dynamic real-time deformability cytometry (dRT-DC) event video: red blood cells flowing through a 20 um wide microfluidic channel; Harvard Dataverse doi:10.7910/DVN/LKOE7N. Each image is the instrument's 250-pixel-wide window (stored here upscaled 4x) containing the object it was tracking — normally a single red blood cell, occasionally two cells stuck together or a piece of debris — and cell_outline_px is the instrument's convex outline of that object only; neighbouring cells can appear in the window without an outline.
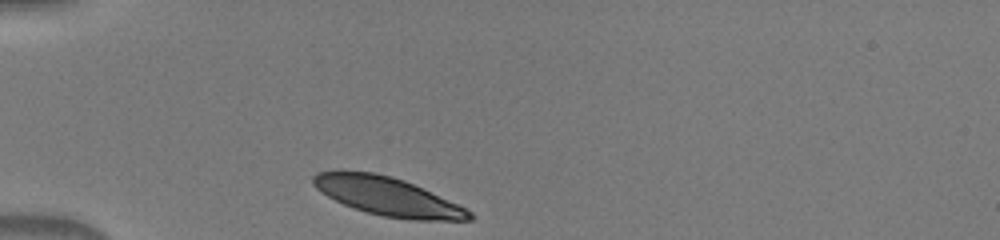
{"species": "human", "species_latin": "Homo sapiens", "temperature_condition": "warm", "stored_images_in_passage": 31, "camera_frame_rate_fps": 3000, "um_per_image_px": 0.085, "donor": {"sex": "male"}, "frame": {"image": 1, "passage_image": 1, "time_ms": 0.0, "image_size_px": [1000, 240], "cell_outline_px": [[476, 216], [472, 220], [412, 220], [384, 216], [368, 212], [344, 204], [328, 196], [316, 188], [312, 184], [312, 176], [316, 172], [340, 168], [376, 172], [392, 176], [404, 180], [456, 204], [472, 212]], "centroid_in_image_um": [32.86, 16.65], "position_along_channel_um": 52.1, "area_um2": 35.08}}
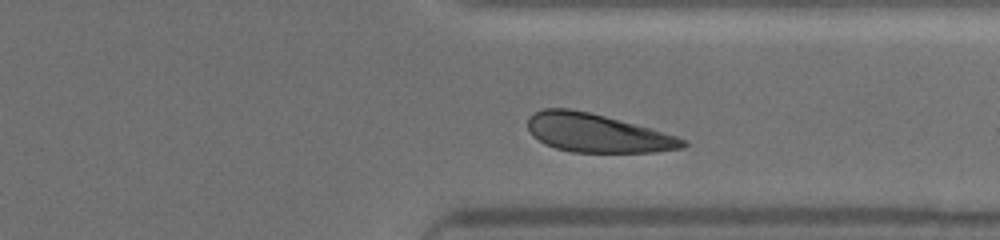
{"frame": {"image": 2, "passage_image": 26, "time_ms": 8.333, "image_size_px": [1000, 240], "cell_outline_px": [[688, 144], [684, 148], [656, 152], [572, 152], [556, 148], [544, 144], [532, 136], [528, 128], [528, 116], [544, 108], [568, 108], [588, 112], [604, 116], [648, 128], [676, 136], [688, 140]], "centroid_in_image_um": [50.74, 11.32], "position_along_channel_um": 360.7, "area_um2": 34.56}}
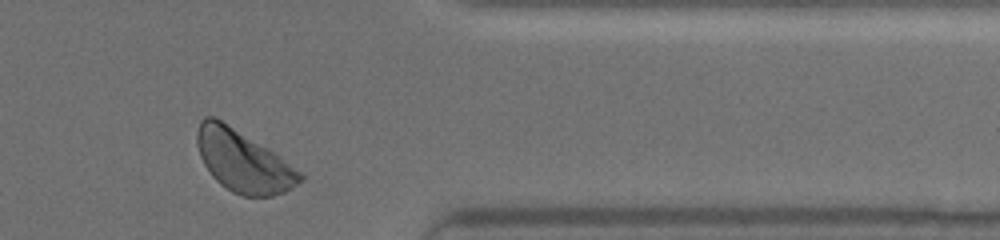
{"frame": {"image": 3, "passage_image": 29, "time_ms": 9.333, "image_size_px": [1000, 240], "cell_outline_px": [[304, 180], [292, 188], [284, 192], [272, 196], [244, 196], [232, 192], [220, 184], [212, 176], [204, 164], [200, 156], [196, 144], [196, 132], [200, 120], [204, 116], [216, 116], [268, 148], [304, 172]], "centroid_in_image_um": [20.68, 13.69], "position_along_channel_um": 390.7, "area_um2": 37.4}}